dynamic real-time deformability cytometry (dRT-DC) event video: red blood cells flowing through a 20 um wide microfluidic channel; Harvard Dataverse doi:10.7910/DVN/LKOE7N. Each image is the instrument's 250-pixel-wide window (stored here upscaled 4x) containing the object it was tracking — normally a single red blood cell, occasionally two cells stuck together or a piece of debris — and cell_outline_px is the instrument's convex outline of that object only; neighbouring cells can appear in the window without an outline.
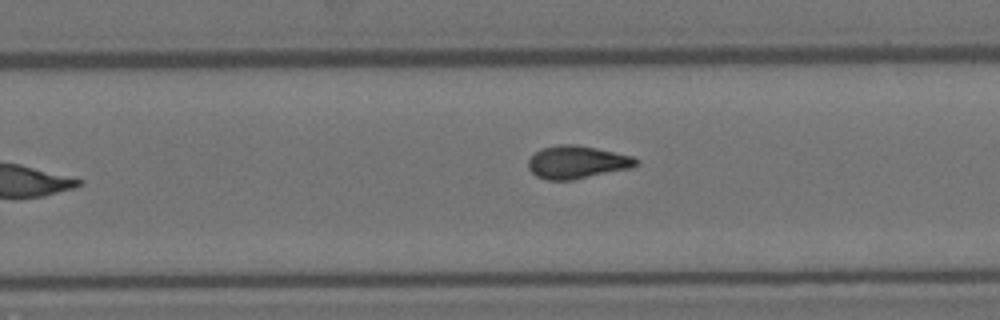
{"species": "Egyptian fruit bat (a non-hibernating species)", "species_latin": "Rousettus aegyptiacus", "temperature_condition": "room temperature", "stored_images_in_passage": 11, "camera_frame_rate_fps": 3000, "um_per_image_px": 0.085, "animal": {"sex": "female"}, "frame": {"image": 1, "passage_image": 10, "time_ms": 3.0, "image_size_px": [1000, 320], "cell_outline_px": [[640, 164], [632, 168], [572, 180], [548, 180], [536, 176], [528, 168], [528, 160], [536, 152], [544, 148], [556, 144], [576, 144], [596, 148], [632, 156], [640, 160]], "centroid_in_image_um": [49.08, 13.79], "position_along_channel_um": 280.7, "area_um2": 20.69}}